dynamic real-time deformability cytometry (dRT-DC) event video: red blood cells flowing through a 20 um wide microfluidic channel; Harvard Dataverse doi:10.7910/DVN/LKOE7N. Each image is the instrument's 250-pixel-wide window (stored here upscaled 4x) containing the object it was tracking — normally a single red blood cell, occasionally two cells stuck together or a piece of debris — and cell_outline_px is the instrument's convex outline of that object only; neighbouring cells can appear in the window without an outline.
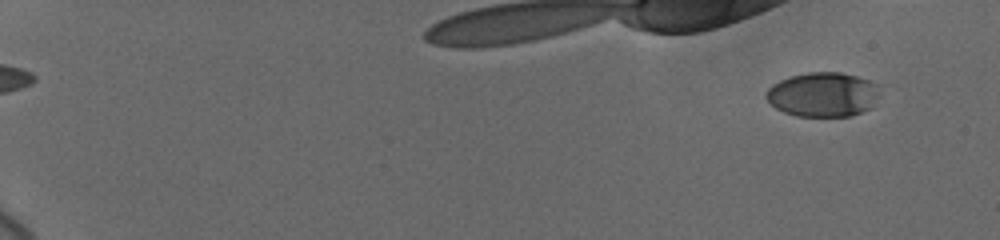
{"species": "human", "species_latin": "Homo sapiens", "temperature_condition": "cold", "stored_images_in_passage": 15, "camera_frame_rate_fps": 3000, "um_per_image_px": 0.085, "donor": {"sex": "female"}, "frame": {"image": 1, "passage_image": 1, "time_ms": 0.0, "image_size_px": [1000, 240], "cell_outline_px": [[876, 96], [872, 108], [852, 116], [796, 116], [784, 112], [776, 108], [764, 96], [764, 92], [772, 84], [788, 76], [808, 72], [840, 72], [856, 76], [868, 80], [876, 84]], "centroid_in_image_um": [69.9, 8.03], "position_along_channel_um": 15.1, "area_um2": 29.42}}
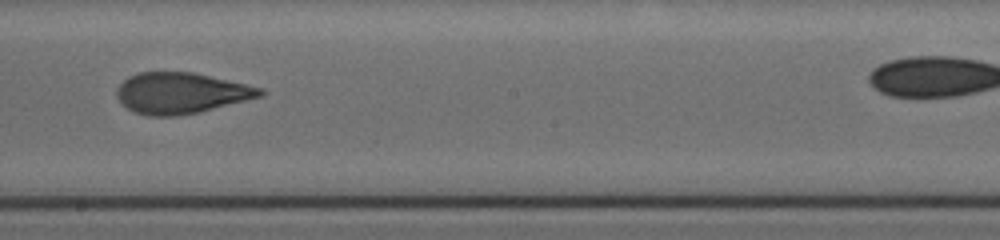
{"frame": {"image": 2, "passage_image": 11, "time_ms": 11.0, "image_size_px": [1000, 240], "cell_outline_px": [[268, 92], [260, 96], [200, 112], [176, 116], [148, 116], [136, 112], [128, 108], [116, 96], [116, 92], [120, 84], [128, 76], [140, 72], [192, 72], [264, 88]], "centroid_in_image_um": [15.39, 7.91], "position_along_channel_um": 232.8, "area_um2": 33.99}}